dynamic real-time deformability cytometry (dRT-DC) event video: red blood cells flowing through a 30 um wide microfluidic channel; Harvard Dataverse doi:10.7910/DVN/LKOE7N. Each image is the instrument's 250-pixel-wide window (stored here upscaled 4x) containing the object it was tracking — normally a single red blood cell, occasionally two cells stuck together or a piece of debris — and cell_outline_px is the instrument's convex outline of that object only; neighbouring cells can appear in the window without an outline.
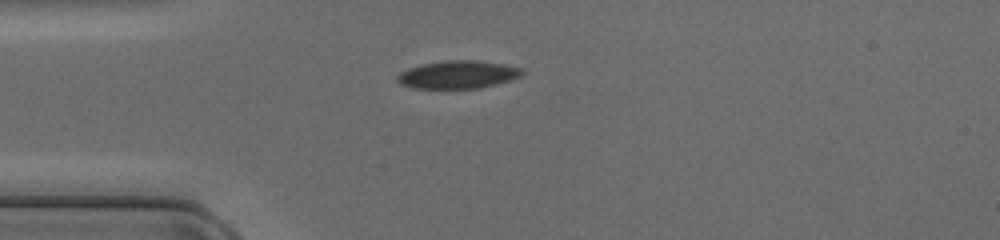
{"species": "common noctule bat (a hibernating species)", "species_latin": "Nyctalus noctula", "temperature_condition": "cold", "stored_images_in_passage": 36, "camera_frame_rate_fps": 3000, "um_per_image_px": 0.085, "animal": {"sex": "female", "body_mass_g": 17.0, "forearm_length_mm": 48.0}, "frame": {"image": 1, "passage_image": 1, "time_ms": 0.0, "image_size_px": [1000, 240], "cell_outline_px": [[524, 72], [520, 76], [512, 80], [476, 88], [412, 88], [400, 84], [396, 80], [396, 76], [400, 72], [408, 68], [420, 64], [448, 60], [480, 60], [504, 64], [524, 68]], "centroid_in_image_um": [38.91, 6.33], "position_along_channel_um": 46.1, "area_um2": 20.4}}
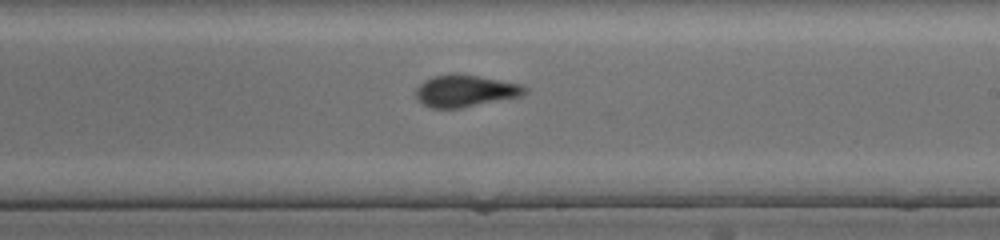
{"frame": {"image": 2, "passage_image": 16, "time_ms": 5.0, "image_size_px": [1000, 240], "cell_outline_px": [[528, 92], [520, 96], [460, 108], [432, 108], [416, 100], [416, 88], [424, 80], [432, 76], [448, 72], [456, 72], [480, 76], [524, 84], [528, 88]], "centroid_in_image_um": [39.55, 7.69], "position_along_channel_um": 249.5, "area_um2": 20.69}}
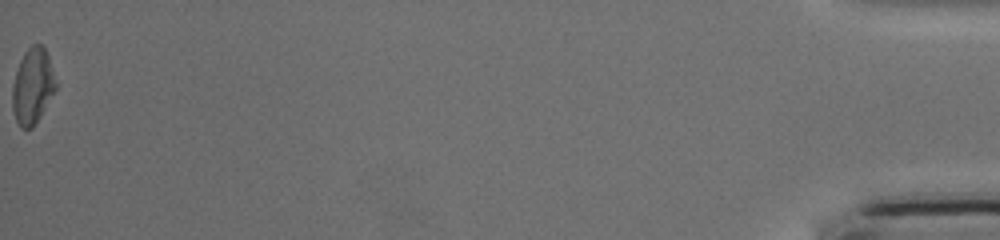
{"frame": {"image": 3, "passage_image": 36, "time_ms": 11.667, "image_size_px": [1000, 240], "cell_outline_px": [[56, 88], [40, 116], [32, 128], [20, 128], [16, 120], [12, 108], [12, 84], [20, 60], [24, 52], [32, 44], [40, 44], [44, 48], [48, 56], [56, 80]], "centroid_in_image_um": [2.75, 7.32], "position_along_channel_um": 432.4, "area_um2": 18.96}}